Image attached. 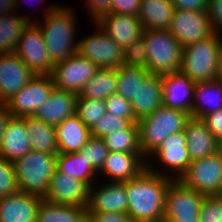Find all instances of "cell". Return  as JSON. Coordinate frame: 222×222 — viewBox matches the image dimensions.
Returning a JSON list of instances; mask_svg holds the SVG:
<instances>
[{
	"mask_svg": "<svg viewBox=\"0 0 222 222\" xmlns=\"http://www.w3.org/2000/svg\"><path fill=\"white\" fill-rule=\"evenodd\" d=\"M168 31L186 47L214 34L207 12L175 9Z\"/></svg>",
	"mask_w": 222,
	"mask_h": 222,
	"instance_id": "4fadbf2b",
	"label": "cell"
},
{
	"mask_svg": "<svg viewBox=\"0 0 222 222\" xmlns=\"http://www.w3.org/2000/svg\"><path fill=\"white\" fill-rule=\"evenodd\" d=\"M56 170L69 174L83 182H86L90 187L98 173L87 163L84 157H80L76 153H58L56 159ZM96 175V176H95Z\"/></svg>",
	"mask_w": 222,
	"mask_h": 222,
	"instance_id": "d6a6232c",
	"label": "cell"
},
{
	"mask_svg": "<svg viewBox=\"0 0 222 222\" xmlns=\"http://www.w3.org/2000/svg\"><path fill=\"white\" fill-rule=\"evenodd\" d=\"M87 1V2H86ZM85 3L87 4L89 12L93 22H95L100 16L104 15L105 13L110 12V3L111 0H86Z\"/></svg>",
	"mask_w": 222,
	"mask_h": 222,
	"instance_id": "c3c4849f",
	"label": "cell"
},
{
	"mask_svg": "<svg viewBox=\"0 0 222 222\" xmlns=\"http://www.w3.org/2000/svg\"><path fill=\"white\" fill-rule=\"evenodd\" d=\"M185 186L205 196H218L222 187V156L216 152L191 161L179 179Z\"/></svg>",
	"mask_w": 222,
	"mask_h": 222,
	"instance_id": "52a82bcc",
	"label": "cell"
},
{
	"mask_svg": "<svg viewBox=\"0 0 222 222\" xmlns=\"http://www.w3.org/2000/svg\"><path fill=\"white\" fill-rule=\"evenodd\" d=\"M163 222H200L199 218L194 219H163Z\"/></svg>",
	"mask_w": 222,
	"mask_h": 222,
	"instance_id": "816d5d0a",
	"label": "cell"
},
{
	"mask_svg": "<svg viewBox=\"0 0 222 222\" xmlns=\"http://www.w3.org/2000/svg\"><path fill=\"white\" fill-rule=\"evenodd\" d=\"M45 10L44 25L36 22L41 29L44 42L53 64L64 61L77 53L76 26L73 9L49 5Z\"/></svg>",
	"mask_w": 222,
	"mask_h": 222,
	"instance_id": "7a4b0ae2",
	"label": "cell"
},
{
	"mask_svg": "<svg viewBox=\"0 0 222 222\" xmlns=\"http://www.w3.org/2000/svg\"><path fill=\"white\" fill-rule=\"evenodd\" d=\"M175 9L207 12L208 0H170Z\"/></svg>",
	"mask_w": 222,
	"mask_h": 222,
	"instance_id": "7dc6e473",
	"label": "cell"
},
{
	"mask_svg": "<svg viewBox=\"0 0 222 222\" xmlns=\"http://www.w3.org/2000/svg\"><path fill=\"white\" fill-rule=\"evenodd\" d=\"M24 124L29 135V142L32 150L52 153H59L55 126L33 116H24Z\"/></svg>",
	"mask_w": 222,
	"mask_h": 222,
	"instance_id": "f1b7e54d",
	"label": "cell"
},
{
	"mask_svg": "<svg viewBox=\"0 0 222 222\" xmlns=\"http://www.w3.org/2000/svg\"><path fill=\"white\" fill-rule=\"evenodd\" d=\"M162 76L149 74L138 86L137 94L131 101L135 119L151 115L163 105Z\"/></svg>",
	"mask_w": 222,
	"mask_h": 222,
	"instance_id": "603a6c76",
	"label": "cell"
},
{
	"mask_svg": "<svg viewBox=\"0 0 222 222\" xmlns=\"http://www.w3.org/2000/svg\"><path fill=\"white\" fill-rule=\"evenodd\" d=\"M54 88L51 75H35L5 102L6 108L13 117L33 116Z\"/></svg>",
	"mask_w": 222,
	"mask_h": 222,
	"instance_id": "9c48e42d",
	"label": "cell"
},
{
	"mask_svg": "<svg viewBox=\"0 0 222 222\" xmlns=\"http://www.w3.org/2000/svg\"><path fill=\"white\" fill-rule=\"evenodd\" d=\"M195 82L178 72L162 75L163 106L182 110L192 117Z\"/></svg>",
	"mask_w": 222,
	"mask_h": 222,
	"instance_id": "ac0fdd59",
	"label": "cell"
},
{
	"mask_svg": "<svg viewBox=\"0 0 222 222\" xmlns=\"http://www.w3.org/2000/svg\"><path fill=\"white\" fill-rule=\"evenodd\" d=\"M192 117L204 116L222 109V83L219 80L195 83Z\"/></svg>",
	"mask_w": 222,
	"mask_h": 222,
	"instance_id": "4316f807",
	"label": "cell"
},
{
	"mask_svg": "<svg viewBox=\"0 0 222 222\" xmlns=\"http://www.w3.org/2000/svg\"><path fill=\"white\" fill-rule=\"evenodd\" d=\"M200 222H222V201L218 196H205L199 214Z\"/></svg>",
	"mask_w": 222,
	"mask_h": 222,
	"instance_id": "b9f144b4",
	"label": "cell"
},
{
	"mask_svg": "<svg viewBox=\"0 0 222 222\" xmlns=\"http://www.w3.org/2000/svg\"><path fill=\"white\" fill-rule=\"evenodd\" d=\"M190 118L191 115L182 110L162 105L139 120V145L144 157L155 152L169 135L184 131Z\"/></svg>",
	"mask_w": 222,
	"mask_h": 222,
	"instance_id": "277c9868",
	"label": "cell"
},
{
	"mask_svg": "<svg viewBox=\"0 0 222 222\" xmlns=\"http://www.w3.org/2000/svg\"><path fill=\"white\" fill-rule=\"evenodd\" d=\"M56 159L55 154L31 149L23 157L14 161L20 191L43 199L56 170Z\"/></svg>",
	"mask_w": 222,
	"mask_h": 222,
	"instance_id": "5b68a950",
	"label": "cell"
},
{
	"mask_svg": "<svg viewBox=\"0 0 222 222\" xmlns=\"http://www.w3.org/2000/svg\"><path fill=\"white\" fill-rule=\"evenodd\" d=\"M20 191L14 164L0 157V197Z\"/></svg>",
	"mask_w": 222,
	"mask_h": 222,
	"instance_id": "f35d334b",
	"label": "cell"
},
{
	"mask_svg": "<svg viewBox=\"0 0 222 222\" xmlns=\"http://www.w3.org/2000/svg\"><path fill=\"white\" fill-rule=\"evenodd\" d=\"M16 9V0H0V17L13 13Z\"/></svg>",
	"mask_w": 222,
	"mask_h": 222,
	"instance_id": "f907efd6",
	"label": "cell"
},
{
	"mask_svg": "<svg viewBox=\"0 0 222 222\" xmlns=\"http://www.w3.org/2000/svg\"><path fill=\"white\" fill-rule=\"evenodd\" d=\"M100 68L78 53L54 64L50 74L55 88L79 94Z\"/></svg>",
	"mask_w": 222,
	"mask_h": 222,
	"instance_id": "8fae6325",
	"label": "cell"
},
{
	"mask_svg": "<svg viewBox=\"0 0 222 222\" xmlns=\"http://www.w3.org/2000/svg\"><path fill=\"white\" fill-rule=\"evenodd\" d=\"M87 163L97 172L102 168L109 150L103 138L91 136L88 142L78 151Z\"/></svg>",
	"mask_w": 222,
	"mask_h": 222,
	"instance_id": "8d00e7d4",
	"label": "cell"
},
{
	"mask_svg": "<svg viewBox=\"0 0 222 222\" xmlns=\"http://www.w3.org/2000/svg\"><path fill=\"white\" fill-rule=\"evenodd\" d=\"M221 37L214 33L184 47L179 71L195 83L216 80L222 53Z\"/></svg>",
	"mask_w": 222,
	"mask_h": 222,
	"instance_id": "3957f363",
	"label": "cell"
},
{
	"mask_svg": "<svg viewBox=\"0 0 222 222\" xmlns=\"http://www.w3.org/2000/svg\"><path fill=\"white\" fill-rule=\"evenodd\" d=\"M42 198L18 191L0 197V222H37V213Z\"/></svg>",
	"mask_w": 222,
	"mask_h": 222,
	"instance_id": "ffe728a7",
	"label": "cell"
},
{
	"mask_svg": "<svg viewBox=\"0 0 222 222\" xmlns=\"http://www.w3.org/2000/svg\"><path fill=\"white\" fill-rule=\"evenodd\" d=\"M88 222H135L127 213L87 212Z\"/></svg>",
	"mask_w": 222,
	"mask_h": 222,
	"instance_id": "f6af8a7d",
	"label": "cell"
},
{
	"mask_svg": "<svg viewBox=\"0 0 222 222\" xmlns=\"http://www.w3.org/2000/svg\"><path fill=\"white\" fill-rule=\"evenodd\" d=\"M77 99V93L54 88L47 102L39 106L34 116L49 125L57 126L76 113Z\"/></svg>",
	"mask_w": 222,
	"mask_h": 222,
	"instance_id": "7402d4cb",
	"label": "cell"
},
{
	"mask_svg": "<svg viewBox=\"0 0 222 222\" xmlns=\"http://www.w3.org/2000/svg\"><path fill=\"white\" fill-rule=\"evenodd\" d=\"M141 0H111L110 12L138 17Z\"/></svg>",
	"mask_w": 222,
	"mask_h": 222,
	"instance_id": "7bdbcfd3",
	"label": "cell"
},
{
	"mask_svg": "<svg viewBox=\"0 0 222 222\" xmlns=\"http://www.w3.org/2000/svg\"><path fill=\"white\" fill-rule=\"evenodd\" d=\"M103 140L111 152L143 154L139 145L138 123H132L128 128L113 131L103 137Z\"/></svg>",
	"mask_w": 222,
	"mask_h": 222,
	"instance_id": "836d02e7",
	"label": "cell"
},
{
	"mask_svg": "<svg viewBox=\"0 0 222 222\" xmlns=\"http://www.w3.org/2000/svg\"><path fill=\"white\" fill-rule=\"evenodd\" d=\"M150 74L146 67L122 65L117 69L116 93L132 101L138 90L139 84Z\"/></svg>",
	"mask_w": 222,
	"mask_h": 222,
	"instance_id": "e575fe53",
	"label": "cell"
},
{
	"mask_svg": "<svg viewBox=\"0 0 222 222\" xmlns=\"http://www.w3.org/2000/svg\"><path fill=\"white\" fill-rule=\"evenodd\" d=\"M98 31L78 41L77 53L89 59L100 69H118L123 64V49L96 23Z\"/></svg>",
	"mask_w": 222,
	"mask_h": 222,
	"instance_id": "30bf717a",
	"label": "cell"
},
{
	"mask_svg": "<svg viewBox=\"0 0 222 222\" xmlns=\"http://www.w3.org/2000/svg\"><path fill=\"white\" fill-rule=\"evenodd\" d=\"M31 150L24 117H12L0 143V157L14 162Z\"/></svg>",
	"mask_w": 222,
	"mask_h": 222,
	"instance_id": "484cf974",
	"label": "cell"
},
{
	"mask_svg": "<svg viewBox=\"0 0 222 222\" xmlns=\"http://www.w3.org/2000/svg\"><path fill=\"white\" fill-rule=\"evenodd\" d=\"M105 112V100L82 98L78 94L76 114L88 128L91 129Z\"/></svg>",
	"mask_w": 222,
	"mask_h": 222,
	"instance_id": "d590c367",
	"label": "cell"
},
{
	"mask_svg": "<svg viewBox=\"0 0 222 222\" xmlns=\"http://www.w3.org/2000/svg\"><path fill=\"white\" fill-rule=\"evenodd\" d=\"M202 120L217 140L222 139V109L204 116Z\"/></svg>",
	"mask_w": 222,
	"mask_h": 222,
	"instance_id": "bcb514c9",
	"label": "cell"
},
{
	"mask_svg": "<svg viewBox=\"0 0 222 222\" xmlns=\"http://www.w3.org/2000/svg\"><path fill=\"white\" fill-rule=\"evenodd\" d=\"M132 123L131 119L116 117V115L105 112L104 115L90 129L91 136L103 138L113 131L128 128Z\"/></svg>",
	"mask_w": 222,
	"mask_h": 222,
	"instance_id": "74e56055",
	"label": "cell"
},
{
	"mask_svg": "<svg viewBox=\"0 0 222 222\" xmlns=\"http://www.w3.org/2000/svg\"><path fill=\"white\" fill-rule=\"evenodd\" d=\"M37 222H88L86 208L41 200Z\"/></svg>",
	"mask_w": 222,
	"mask_h": 222,
	"instance_id": "f546056e",
	"label": "cell"
},
{
	"mask_svg": "<svg viewBox=\"0 0 222 222\" xmlns=\"http://www.w3.org/2000/svg\"><path fill=\"white\" fill-rule=\"evenodd\" d=\"M142 38L151 74L162 76L180 70L183 47L168 30H144Z\"/></svg>",
	"mask_w": 222,
	"mask_h": 222,
	"instance_id": "8992f818",
	"label": "cell"
},
{
	"mask_svg": "<svg viewBox=\"0 0 222 222\" xmlns=\"http://www.w3.org/2000/svg\"><path fill=\"white\" fill-rule=\"evenodd\" d=\"M174 11L170 0H141L138 18L144 30H168Z\"/></svg>",
	"mask_w": 222,
	"mask_h": 222,
	"instance_id": "83f0119b",
	"label": "cell"
},
{
	"mask_svg": "<svg viewBox=\"0 0 222 222\" xmlns=\"http://www.w3.org/2000/svg\"><path fill=\"white\" fill-rule=\"evenodd\" d=\"M147 163L137 177L125 181L127 214L135 222H163L165 194L173 178Z\"/></svg>",
	"mask_w": 222,
	"mask_h": 222,
	"instance_id": "6da1fadb",
	"label": "cell"
},
{
	"mask_svg": "<svg viewBox=\"0 0 222 222\" xmlns=\"http://www.w3.org/2000/svg\"><path fill=\"white\" fill-rule=\"evenodd\" d=\"M14 14L15 12L0 17V53H13L23 31L32 22V17L26 14L25 16H14Z\"/></svg>",
	"mask_w": 222,
	"mask_h": 222,
	"instance_id": "4dcf8cb0",
	"label": "cell"
},
{
	"mask_svg": "<svg viewBox=\"0 0 222 222\" xmlns=\"http://www.w3.org/2000/svg\"><path fill=\"white\" fill-rule=\"evenodd\" d=\"M117 90V69H99L79 93L82 98L105 100Z\"/></svg>",
	"mask_w": 222,
	"mask_h": 222,
	"instance_id": "1f68e13d",
	"label": "cell"
},
{
	"mask_svg": "<svg viewBox=\"0 0 222 222\" xmlns=\"http://www.w3.org/2000/svg\"><path fill=\"white\" fill-rule=\"evenodd\" d=\"M123 61L127 66H147V50L143 38L123 49Z\"/></svg>",
	"mask_w": 222,
	"mask_h": 222,
	"instance_id": "ab89813d",
	"label": "cell"
},
{
	"mask_svg": "<svg viewBox=\"0 0 222 222\" xmlns=\"http://www.w3.org/2000/svg\"><path fill=\"white\" fill-rule=\"evenodd\" d=\"M217 152L222 156V139L218 140Z\"/></svg>",
	"mask_w": 222,
	"mask_h": 222,
	"instance_id": "db71d44e",
	"label": "cell"
},
{
	"mask_svg": "<svg viewBox=\"0 0 222 222\" xmlns=\"http://www.w3.org/2000/svg\"><path fill=\"white\" fill-rule=\"evenodd\" d=\"M35 74L13 53H0V99L5 103L23 86H25Z\"/></svg>",
	"mask_w": 222,
	"mask_h": 222,
	"instance_id": "e0dca14e",
	"label": "cell"
},
{
	"mask_svg": "<svg viewBox=\"0 0 222 222\" xmlns=\"http://www.w3.org/2000/svg\"><path fill=\"white\" fill-rule=\"evenodd\" d=\"M205 195L185 186L180 180H172L165 194L164 219L199 218Z\"/></svg>",
	"mask_w": 222,
	"mask_h": 222,
	"instance_id": "7c38bea8",
	"label": "cell"
},
{
	"mask_svg": "<svg viewBox=\"0 0 222 222\" xmlns=\"http://www.w3.org/2000/svg\"><path fill=\"white\" fill-rule=\"evenodd\" d=\"M94 23L122 49L143 36L144 26L142 21L133 15L105 13Z\"/></svg>",
	"mask_w": 222,
	"mask_h": 222,
	"instance_id": "9a60e30c",
	"label": "cell"
},
{
	"mask_svg": "<svg viewBox=\"0 0 222 222\" xmlns=\"http://www.w3.org/2000/svg\"><path fill=\"white\" fill-rule=\"evenodd\" d=\"M217 80H219L222 83V53L220 56V63H219V68H218Z\"/></svg>",
	"mask_w": 222,
	"mask_h": 222,
	"instance_id": "f5cc1de1",
	"label": "cell"
},
{
	"mask_svg": "<svg viewBox=\"0 0 222 222\" xmlns=\"http://www.w3.org/2000/svg\"><path fill=\"white\" fill-rule=\"evenodd\" d=\"M151 156H155L161 166L164 165V169L172 171L173 176L171 174L170 177L173 180H179L191 163L184 131L169 135L149 158Z\"/></svg>",
	"mask_w": 222,
	"mask_h": 222,
	"instance_id": "2e32d148",
	"label": "cell"
},
{
	"mask_svg": "<svg viewBox=\"0 0 222 222\" xmlns=\"http://www.w3.org/2000/svg\"><path fill=\"white\" fill-rule=\"evenodd\" d=\"M105 104L106 111L110 114L116 115V117L131 119L134 123H137L131 102L121 95L117 93L110 95L105 99Z\"/></svg>",
	"mask_w": 222,
	"mask_h": 222,
	"instance_id": "60d3db41",
	"label": "cell"
},
{
	"mask_svg": "<svg viewBox=\"0 0 222 222\" xmlns=\"http://www.w3.org/2000/svg\"><path fill=\"white\" fill-rule=\"evenodd\" d=\"M207 15L211 20L214 33H222V0H208Z\"/></svg>",
	"mask_w": 222,
	"mask_h": 222,
	"instance_id": "ee69618b",
	"label": "cell"
},
{
	"mask_svg": "<svg viewBox=\"0 0 222 222\" xmlns=\"http://www.w3.org/2000/svg\"><path fill=\"white\" fill-rule=\"evenodd\" d=\"M35 75H50L52 63L40 27L33 21L23 31L14 51Z\"/></svg>",
	"mask_w": 222,
	"mask_h": 222,
	"instance_id": "ba28073f",
	"label": "cell"
},
{
	"mask_svg": "<svg viewBox=\"0 0 222 222\" xmlns=\"http://www.w3.org/2000/svg\"><path fill=\"white\" fill-rule=\"evenodd\" d=\"M90 186L69 174L55 170L44 199L62 205L86 208Z\"/></svg>",
	"mask_w": 222,
	"mask_h": 222,
	"instance_id": "5bb4252c",
	"label": "cell"
},
{
	"mask_svg": "<svg viewBox=\"0 0 222 222\" xmlns=\"http://www.w3.org/2000/svg\"><path fill=\"white\" fill-rule=\"evenodd\" d=\"M13 115L7 110L5 103L0 104V143L6 127Z\"/></svg>",
	"mask_w": 222,
	"mask_h": 222,
	"instance_id": "681fc988",
	"label": "cell"
},
{
	"mask_svg": "<svg viewBox=\"0 0 222 222\" xmlns=\"http://www.w3.org/2000/svg\"><path fill=\"white\" fill-rule=\"evenodd\" d=\"M20 1H22V0H16V8L19 6V3H21ZM41 2H42V0H41ZM38 3H40V2H38Z\"/></svg>",
	"mask_w": 222,
	"mask_h": 222,
	"instance_id": "11a10c76",
	"label": "cell"
},
{
	"mask_svg": "<svg viewBox=\"0 0 222 222\" xmlns=\"http://www.w3.org/2000/svg\"><path fill=\"white\" fill-rule=\"evenodd\" d=\"M94 187V185L90 187L87 212L127 213L128 201L125 181H110L99 189Z\"/></svg>",
	"mask_w": 222,
	"mask_h": 222,
	"instance_id": "d6986e66",
	"label": "cell"
},
{
	"mask_svg": "<svg viewBox=\"0 0 222 222\" xmlns=\"http://www.w3.org/2000/svg\"><path fill=\"white\" fill-rule=\"evenodd\" d=\"M145 161V162H144ZM143 154L109 151L102 168L99 170L111 182H124L137 177L150 163Z\"/></svg>",
	"mask_w": 222,
	"mask_h": 222,
	"instance_id": "44dd1931",
	"label": "cell"
},
{
	"mask_svg": "<svg viewBox=\"0 0 222 222\" xmlns=\"http://www.w3.org/2000/svg\"><path fill=\"white\" fill-rule=\"evenodd\" d=\"M59 153H76L90 139L91 130L75 113L55 126Z\"/></svg>",
	"mask_w": 222,
	"mask_h": 222,
	"instance_id": "d4e9b609",
	"label": "cell"
},
{
	"mask_svg": "<svg viewBox=\"0 0 222 222\" xmlns=\"http://www.w3.org/2000/svg\"><path fill=\"white\" fill-rule=\"evenodd\" d=\"M184 133L191 161L203 159L217 152L218 140L202 119L191 117Z\"/></svg>",
	"mask_w": 222,
	"mask_h": 222,
	"instance_id": "cb8c5ba5",
	"label": "cell"
}]
</instances>
